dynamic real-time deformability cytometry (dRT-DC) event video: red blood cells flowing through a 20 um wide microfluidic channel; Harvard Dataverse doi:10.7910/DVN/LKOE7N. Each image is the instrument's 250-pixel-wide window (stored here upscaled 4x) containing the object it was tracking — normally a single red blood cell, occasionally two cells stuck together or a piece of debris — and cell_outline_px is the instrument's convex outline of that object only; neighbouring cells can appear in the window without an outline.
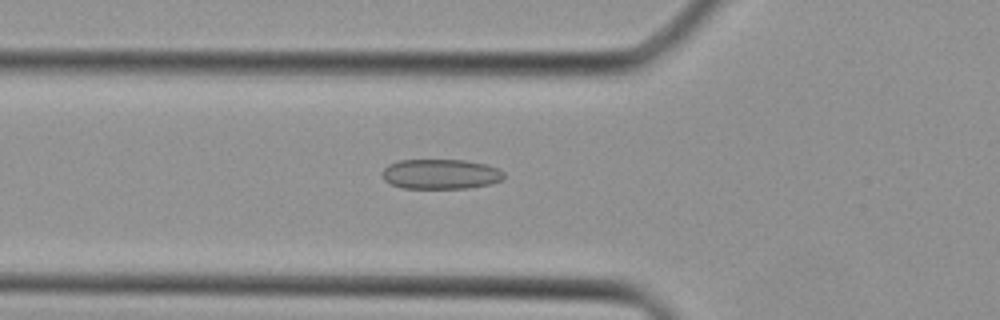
{"species": "Egyptian fruit bat (a non-hibernating species)", "species_latin": "Rousettus aegyptiacus", "temperature_condition": "cold", "stored_images_in_passage": 40, "camera_frame_rate_fps": 3000, "um_per_image_px": 0.085, "animal": {"sex": "female"}, "frame": {"image": 1, "passage_image": 14, "time_ms": 4.333, "image_size_px": [1000, 320], "cell_outline_px": [[504, 180], [488, 184], [468, 188], [404, 188], [392, 184], [384, 180], [380, 176], [380, 172], [388, 164], [400, 160], [464, 160], [484, 164], [496, 168], [504, 172]], "centroid_in_image_um": [37.42, 14.8], "position_along_channel_um": 88.4, "area_um2": 21.27}}
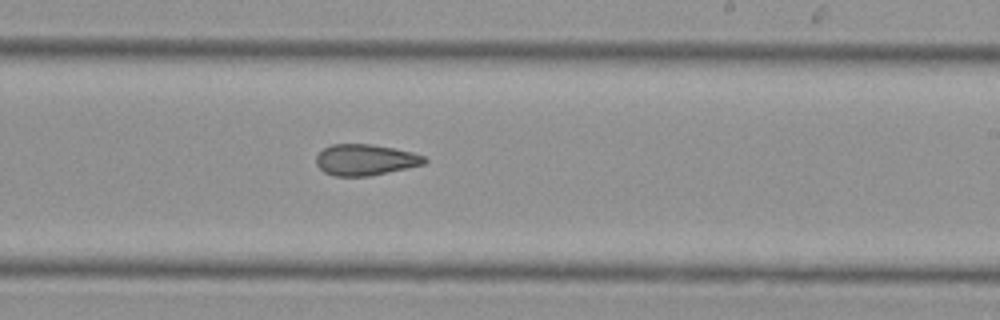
{"frame": {"image": 2, "passage_image": 24, "time_ms": 7.667, "image_size_px": [1000, 320], "cell_outline_px": [[428, 160], [424, 164], [388, 172], [368, 176], [336, 176], [324, 172], [316, 164], [316, 156], [324, 148], [332, 144], [372, 144], [412, 152], [424, 156]], "centroid_in_image_um": [31.04, 13.58], "position_along_channel_um": 258.0, "area_um2": 19.48}}
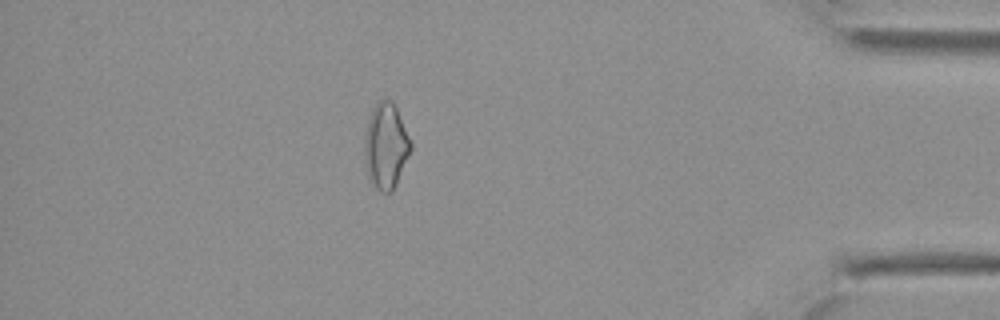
{"frame": {"image": 3, "passage_image": 35, "time_ms": 11.333, "image_size_px": [1000, 320], "cell_outline_px": [[412, 148], [396, 184], [392, 192], [380, 192], [368, 180], [364, 164], [364, 136], [368, 120], [372, 108], [380, 100], [392, 100], [396, 108], [412, 144]], "centroid_in_image_um": [32.76, 12.44], "position_along_channel_um": 402.4, "area_um2": 23.12}}